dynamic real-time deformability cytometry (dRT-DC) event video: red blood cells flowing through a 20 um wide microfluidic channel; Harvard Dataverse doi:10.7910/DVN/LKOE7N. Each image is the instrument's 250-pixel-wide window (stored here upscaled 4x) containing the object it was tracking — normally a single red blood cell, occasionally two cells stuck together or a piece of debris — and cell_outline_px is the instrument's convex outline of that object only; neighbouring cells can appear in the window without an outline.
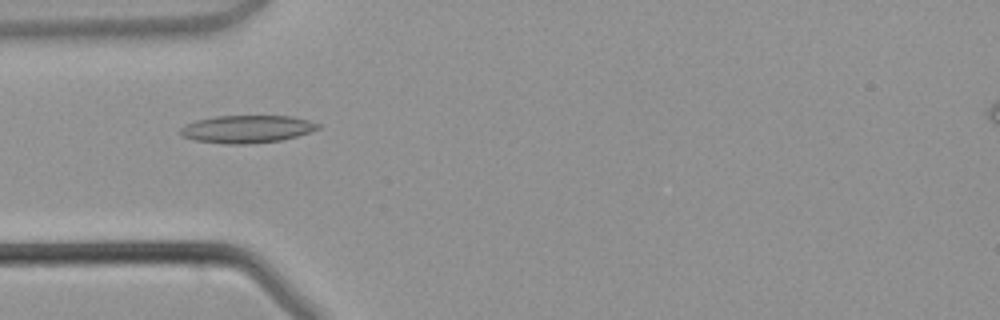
{"species": "common noctule bat (a hibernating species)", "species_latin": "Nyctalus noctula", "temperature_condition": "warm", "stored_images_in_passage": 35, "camera_frame_rate_fps": 3000, "um_per_image_px": 0.085, "animal": {"sex": "male", "body_mass_g": 21.5, "forearm_length_mm": 52.0}, "frame": {"image": 1, "passage_image": 4, "time_ms": 1.0, "image_size_px": [1000, 320], "cell_outline_px": [[324, 124], [320, 128], [296, 136], [280, 140], [244, 144], [224, 144], [196, 140], [184, 136], [180, 132], [180, 128], [184, 124], [196, 120], [216, 116], [292, 116]], "centroid_in_image_um": [21.01, 10.96], "position_along_channel_um": 64.0, "area_um2": 22.08}}
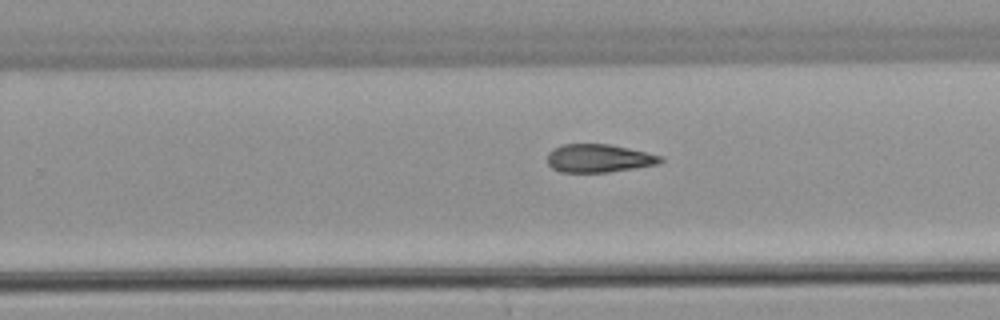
{"frame": {"image": 2, "passage_image": 18, "time_ms": 5.667, "image_size_px": [1000, 320], "cell_outline_px": [[664, 160], [660, 164], [636, 168], [608, 172], [560, 172], [552, 168], [548, 164], [548, 152], [552, 148], [560, 144], [608, 144], [628, 148], [664, 156]], "centroid_in_image_um": [50.91, 13.45], "position_along_channel_um": 278.9, "area_um2": 18.79}}
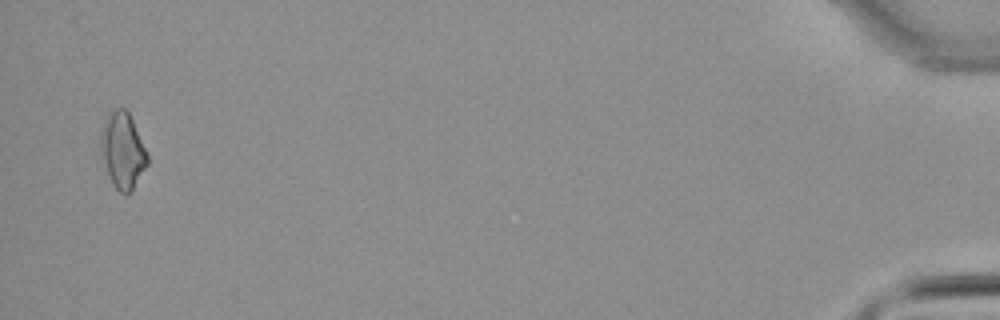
{"frame": {"image": 3, "passage_image": 34, "time_ms": 11.0, "image_size_px": [1000, 320], "cell_outline_px": [[148, 164], [132, 192], [120, 192], [112, 184], [104, 160], [100, 144], [100, 136], [104, 120], [116, 108], [124, 108], [128, 112], [132, 120], [148, 156]], "centroid_in_image_um": [10.44, 12.81], "position_along_channel_um": 424.8, "area_um2": 20.11}}